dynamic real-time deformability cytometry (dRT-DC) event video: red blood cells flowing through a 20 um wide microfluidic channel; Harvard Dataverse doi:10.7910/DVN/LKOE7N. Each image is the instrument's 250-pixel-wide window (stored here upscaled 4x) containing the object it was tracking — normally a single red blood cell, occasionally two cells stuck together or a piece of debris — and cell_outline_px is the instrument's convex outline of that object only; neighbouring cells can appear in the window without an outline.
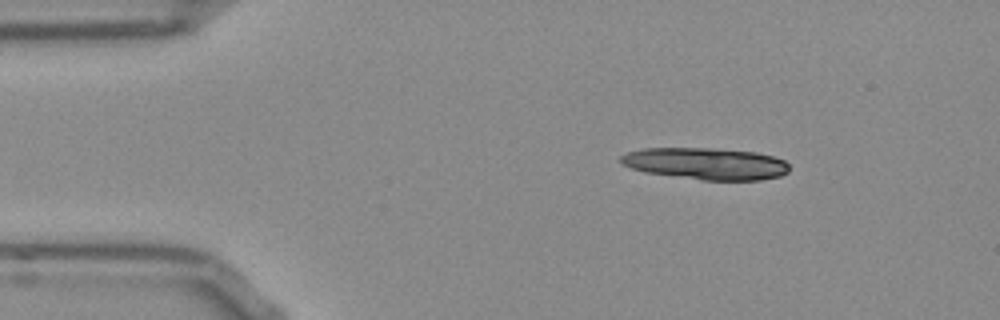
{"species": "Egyptian fruit bat (a non-hibernating species)", "species_latin": "Rousettus aegyptiacus", "temperature_condition": "room temperature", "stored_images_in_passage": 12, "camera_frame_rate_fps": 3000, "um_per_image_px": 0.085, "frame": {"image": 1, "passage_image": 1, "time_ms": 0.0, "image_size_px": [1000, 320], "cell_outline_px": [[788, 172], [780, 176], [760, 180], [700, 180], [644, 172], [620, 164], [620, 156], [624, 152], [644, 148], [708, 148], [756, 152], [772, 156], [784, 160], [788, 164]], "centroid_in_image_um": [59.95, 13.91], "position_along_channel_um": 25.0, "area_um2": 31.39}}